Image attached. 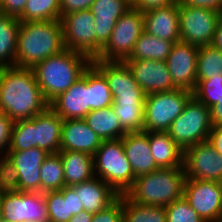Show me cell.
Here are the masks:
<instances>
[{"label": "cell", "mask_w": 222, "mask_h": 222, "mask_svg": "<svg viewBox=\"0 0 222 222\" xmlns=\"http://www.w3.org/2000/svg\"><path fill=\"white\" fill-rule=\"evenodd\" d=\"M48 107L32 68H0V112L15 122L31 119Z\"/></svg>", "instance_id": "obj_1"}, {"label": "cell", "mask_w": 222, "mask_h": 222, "mask_svg": "<svg viewBox=\"0 0 222 222\" xmlns=\"http://www.w3.org/2000/svg\"><path fill=\"white\" fill-rule=\"evenodd\" d=\"M64 49L60 20L20 22L15 67L33 68Z\"/></svg>", "instance_id": "obj_2"}, {"label": "cell", "mask_w": 222, "mask_h": 222, "mask_svg": "<svg viewBox=\"0 0 222 222\" xmlns=\"http://www.w3.org/2000/svg\"><path fill=\"white\" fill-rule=\"evenodd\" d=\"M91 63L88 56L64 49L37 63L32 70L45 99L50 103L79 80Z\"/></svg>", "instance_id": "obj_3"}, {"label": "cell", "mask_w": 222, "mask_h": 222, "mask_svg": "<svg viewBox=\"0 0 222 222\" xmlns=\"http://www.w3.org/2000/svg\"><path fill=\"white\" fill-rule=\"evenodd\" d=\"M63 119L49 106L31 119L13 123L8 151H23L33 147L49 154L61 150Z\"/></svg>", "instance_id": "obj_4"}, {"label": "cell", "mask_w": 222, "mask_h": 222, "mask_svg": "<svg viewBox=\"0 0 222 222\" xmlns=\"http://www.w3.org/2000/svg\"><path fill=\"white\" fill-rule=\"evenodd\" d=\"M185 181L184 167L159 168L135 178L125 195L137 204L166 207L183 197Z\"/></svg>", "instance_id": "obj_5"}, {"label": "cell", "mask_w": 222, "mask_h": 222, "mask_svg": "<svg viewBox=\"0 0 222 222\" xmlns=\"http://www.w3.org/2000/svg\"><path fill=\"white\" fill-rule=\"evenodd\" d=\"M94 174L119 195L133 186L136 177L126 157L122 139L103 140L94 155Z\"/></svg>", "instance_id": "obj_6"}, {"label": "cell", "mask_w": 222, "mask_h": 222, "mask_svg": "<svg viewBox=\"0 0 222 222\" xmlns=\"http://www.w3.org/2000/svg\"><path fill=\"white\" fill-rule=\"evenodd\" d=\"M211 129L210 109L192 96L166 132L184 152L207 141Z\"/></svg>", "instance_id": "obj_7"}, {"label": "cell", "mask_w": 222, "mask_h": 222, "mask_svg": "<svg viewBox=\"0 0 222 222\" xmlns=\"http://www.w3.org/2000/svg\"><path fill=\"white\" fill-rule=\"evenodd\" d=\"M191 97L192 92L184 89L146 95L143 131L166 132Z\"/></svg>", "instance_id": "obj_8"}, {"label": "cell", "mask_w": 222, "mask_h": 222, "mask_svg": "<svg viewBox=\"0 0 222 222\" xmlns=\"http://www.w3.org/2000/svg\"><path fill=\"white\" fill-rule=\"evenodd\" d=\"M143 31V13L131 7L116 21L109 41L95 59L124 62L130 57L135 43Z\"/></svg>", "instance_id": "obj_9"}, {"label": "cell", "mask_w": 222, "mask_h": 222, "mask_svg": "<svg viewBox=\"0 0 222 222\" xmlns=\"http://www.w3.org/2000/svg\"><path fill=\"white\" fill-rule=\"evenodd\" d=\"M219 20L220 12L179 2L180 41L197 47L210 45Z\"/></svg>", "instance_id": "obj_10"}, {"label": "cell", "mask_w": 222, "mask_h": 222, "mask_svg": "<svg viewBox=\"0 0 222 222\" xmlns=\"http://www.w3.org/2000/svg\"><path fill=\"white\" fill-rule=\"evenodd\" d=\"M65 49L80 52L91 60L96 58V29L94 15L89 9L62 14Z\"/></svg>", "instance_id": "obj_11"}, {"label": "cell", "mask_w": 222, "mask_h": 222, "mask_svg": "<svg viewBox=\"0 0 222 222\" xmlns=\"http://www.w3.org/2000/svg\"><path fill=\"white\" fill-rule=\"evenodd\" d=\"M183 196L205 222L222 220L221 182L186 179Z\"/></svg>", "instance_id": "obj_12"}, {"label": "cell", "mask_w": 222, "mask_h": 222, "mask_svg": "<svg viewBox=\"0 0 222 222\" xmlns=\"http://www.w3.org/2000/svg\"><path fill=\"white\" fill-rule=\"evenodd\" d=\"M1 219L10 222H49L46 202L41 192H21L0 198Z\"/></svg>", "instance_id": "obj_13"}, {"label": "cell", "mask_w": 222, "mask_h": 222, "mask_svg": "<svg viewBox=\"0 0 222 222\" xmlns=\"http://www.w3.org/2000/svg\"><path fill=\"white\" fill-rule=\"evenodd\" d=\"M92 64L107 79L113 102L145 101L146 93L135 81L125 62L93 59Z\"/></svg>", "instance_id": "obj_14"}, {"label": "cell", "mask_w": 222, "mask_h": 222, "mask_svg": "<svg viewBox=\"0 0 222 222\" xmlns=\"http://www.w3.org/2000/svg\"><path fill=\"white\" fill-rule=\"evenodd\" d=\"M183 166L186 179L222 182V155L207 141L184 151Z\"/></svg>", "instance_id": "obj_15"}, {"label": "cell", "mask_w": 222, "mask_h": 222, "mask_svg": "<svg viewBox=\"0 0 222 222\" xmlns=\"http://www.w3.org/2000/svg\"><path fill=\"white\" fill-rule=\"evenodd\" d=\"M199 47L183 41L175 42L166 59L173 84L177 89L193 92L197 83Z\"/></svg>", "instance_id": "obj_16"}, {"label": "cell", "mask_w": 222, "mask_h": 222, "mask_svg": "<svg viewBox=\"0 0 222 222\" xmlns=\"http://www.w3.org/2000/svg\"><path fill=\"white\" fill-rule=\"evenodd\" d=\"M124 62L146 95L177 89L171 79L166 61L125 60Z\"/></svg>", "instance_id": "obj_17"}, {"label": "cell", "mask_w": 222, "mask_h": 222, "mask_svg": "<svg viewBox=\"0 0 222 222\" xmlns=\"http://www.w3.org/2000/svg\"><path fill=\"white\" fill-rule=\"evenodd\" d=\"M132 7L130 0H95L89 10L94 15L96 58L109 41L116 21Z\"/></svg>", "instance_id": "obj_18"}, {"label": "cell", "mask_w": 222, "mask_h": 222, "mask_svg": "<svg viewBox=\"0 0 222 222\" xmlns=\"http://www.w3.org/2000/svg\"><path fill=\"white\" fill-rule=\"evenodd\" d=\"M49 106L63 120L83 119L89 113L88 68L79 80L54 98Z\"/></svg>", "instance_id": "obj_19"}, {"label": "cell", "mask_w": 222, "mask_h": 222, "mask_svg": "<svg viewBox=\"0 0 222 222\" xmlns=\"http://www.w3.org/2000/svg\"><path fill=\"white\" fill-rule=\"evenodd\" d=\"M6 155L18 170L19 191L41 192V166L49 153L33 147L23 151H7Z\"/></svg>", "instance_id": "obj_20"}, {"label": "cell", "mask_w": 222, "mask_h": 222, "mask_svg": "<svg viewBox=\"0 0 222 222\" xmlns=\"http://www.w3.org/2000/svg\"><path fill=\"white\" fill-rule=\"evenodd\" d=\"M103 140L93 132L84 119L63 120L61 129V150L85 152L92 156Z\"/></svg>", "instance_id": "obj_21"}, {"label": "cell", "mask_w": 222, "mask_h": 222, "mask_svg": "<svg viewBox=\"0 0 222 222\" xmlns=\"http://www.w3.org/2000/svg\"><path fill=\"white\" fill-rule=\"evenodd\" d=\"M121 139L136 178L159 169L151 154L149 132H129Z\"/></svg>", "instance_id": "obj_22"}, {"label": "cell", "mask_w": 222, "mask_h": 222, "mask_svg": "<svg viewBox=\"0 0 222 222\" xmlns=\"http://www.w3.org/2000/svg\"><path fill=\"white\" fill-rule=\"evenodd\" d=\"M144 31L159 39L180 41L179 3L152 9L143 13Z\"/></svg>", "instance_id": "obj_23"}, {"label": "cell", "mask_w": 222, "mask_h": 222, "mask_svg": "<svg viewBox=\"0 0 222 222\" xmlns=\"http://www.w3.org/2000/svg\"><path fill=\"white\" fill-rule=\"evenodd\" d=\"M70 187L79 197L80 208L93 214L105 209L120 196L110 185L96 176Z\"/></svg>", "instance_id": "obj_24"}, {"label": "cell", "mask_w": 222, "mask_h": 222, "mask_svg": "<svg viewBox=\"0 0 222 222\" xmlns=\"http://www.w3.org/2000/svg\"><path fill=\"white\" fill-rule=\"evenodd\" d=\"M64 169L65 186L88 181L95 176L94 156L77 151H59Z\"/></svg>", "instance_id": "obj_25"}, {"label": "cell", "mask_w": 222, "mask_h": 222, "mask_svg": "<svg viewBox=\"0 0 222 222\" xmlns=\"http://www.w3.org/2000/svg\"><path fill=\"white\" fill-rule=\"evenodd\" d=\"M149 143L159 168L184 167V152L167 132H149Z\"/></svg>", "instance_id": "obj_26"}, {"label": "cell", "mask_w": 222, "mask_h": 222, "mask_svg": "<svg viewBox=\"0 0 222 222\" xmlns=\"http://www.w3.org/2000/svg\"><path fill=\"white\" fill-rule=\"evenodd\" d=\"M83 119L102 140L121 139L127 133L121 127L112 106L91 110Z\"/></svg>", "instance_id": "obj_27"}, {"label": "cell", "mask_w": 222, "mask_h": 222, "mask_svg": "<svg viewBox=\"0 0 222 222\" xmlns=\"http://www.w3.org/2000/svg\"><path fill=\"white\" fill-rule=\"evenodd\" d=\"M175 42L159 39L143 31L127 60L166 61Z\"/></svg>", "instance_id": "obj_28"}, {"label": "cell", "mask_w": 222, "mask_h": 222, "mask_svg": "<svg viewBox=\"0 0 222 222\" xmlns=\"http://www.w3.org/2000/svg\"><path fill=\"white\" fill-rule=\"evenodd\" d=\"M19 26L18 18L0 16V68L15 66Z\"/></svg>", "instance_id": "obj_29"}, {"label": "cell", "mask_w": 222, "mask_h": 222, "mask_svg": "<svg viewBox=\"0 0 222 222\" xmlns=\"http://www.w3.org/2000/svg\"><path fill=\"white\" fill-rule=\"evenodd\" d=\"M89 112L111 107L113 96L105 76L91 63L88 67Z\"/></svg>", "instance_id": "obj_30"}, {"label": "cell", "mask_w": 222, "mask_h": 222, "mask_svg": "<svg viewBox=\"0 0 222 222\" xmlns=\"http://www.w3.org/2000/svg\"><path fill=\"white\" fill-rule=\"evenodd\" d=\"M121 127L127 132L143 131L145 101H121L111 105Z\"/></svg>", "instance_id": "obj_31"}, {"label": "cell", "mask_w": 222, "mask_h": 222, "mask_svg": "<svg viewBox=\"0 0 222 222\" xmlns=\"http://www.w3.org/2000/svg\"><path fill=\"white\" fill-rule=\"evenodd\" d=\"M123 222H167L163 206L137 204L123 194Z\"/></svg>", "instance_id": "obj_32"}, {"label": "cell", "mask_w": 222, "mask_h": 222, "mask_svg": "<svg viewBox=\"0 0 222 222\" xmlns=\"http://www.w3.org/2000/svg\"><path fill=\"white\" fill-rule=\"evenodd\" d=\"M41 193L65 187L64 169L60 153L49 154L41 166Z\"/></svg>", "instance_id": "obj_33"}, {"label": "cell", "mask_w": 222, "mask_h": 222, "mask_svg": "<svg viewBox=\"0 0 222 222\" xmlns=\"http://www.w3.org/2000/svg\"><path fill=\"white\" fill-rule=\"evenodd\" d=\"M60 0H27L20 22L60 20Z\"/></svg>", "instance_id": "obj_34"}, {"label": "cell", "mask_w": 222, "mask_h": 222, "mask_svg": "<svg viewBox=\"0 0 222 222\" xmlns=\"http://www.w3.org/2000/svg\"><path fill=\"white\" fill-rule=\"evenodd\" d=\"M222 78V52L211 44L199 47L197 79Z\"/></svg>", "instance_id": "obj_35"}, {"label": "cell", "mask_w": 222, "mask_h": 222, "mask_svg": "<svg viewBox=\"0 0 222 222\" xmlns=\"http://www.w3.org/2000/svg\"><path fill=\"white\" fill-rule=\"evenodd\" d=\"M192 96L210 108L222 100V78L197 79Z\"/></svg>", "instance_id": "obj_36"}, {"label": "cell", "mask_w": 222, "mask_h": 222, "mask_svg": "<svg viewBox=\"0 0 222 222\" xmlns=\"http://www.w3.org/2000/svg\"><path fill=\"white\" fill-rule=\"evenodd\" d=\"M19 191V173L7 155L0 156V196Z\"/></svg>", "instance_id": "obj_37"}, {"label": "cell", "mask_w": 222, "mask_h": 222, "mask_svg": "<svg viewBox=\"0 0 222 222\" xmlns=\"http://www.w3.org/2000/svg\"><path fill=\"white\" fill-rule=\"evenodd\" d=\"M165 210L167 222H205L184 196L166 206Z\"/></svg>", "instance_id": "obj_38"}, {"label": "cell", "mask_w": 222, "mask_h": 222, "mask_svg": "<svg viewBox=\"0 0 222 222\" xmlns=\"http://www.w3.org/2000/svg\"><path fill=\"white\" fill-rule=\"evenodd\" d=\"M49 215V222H68L67 199L60 190L43 193Z\"/></svg>", "instance_id": "obj_39"}, {"label": "cell", "mask_w": 222, "mask_h": 222, "mask_svg": "<svg viewBox=\"0 0 222 222\" xmlns=\"http://www.w3.org/2000/svg\"><path fill=\"white\" fill-rule=\"evenodd\" d=\"M91 222H123V194L108 207L93 214Z\"/></svg>", "instance_id": "obj_40"}, {"label": "cell", "mask_w": 222, "mask_h": 222, "mask_svg": "<svg viewBox=\"0 0 222 222\" xmlns=\"http://www.w3.org/2000/svg\"><path fill=\"white\" fill-rule=\"evenodd\" d=\"M13 123L6 114L0 112V156L7 154Z\"/></svg>", "instance_id": "obj_41"}, {"label": "cell", "mask_w": 222, "mask_h": 222, "mask_svg": "<svg viewBox=\"0 0 222 222\" xmlns=\"http://www.w3.org/2000/svg\"><path fill=\"white\" fill-rule=\"evenodd\" d=\"M60 191L63 193V199H67L69 222L72 216L80 213L84 208H80L79 197L70 186H65Z\"/></svg>", "instance_id": "obj_42"}, {"label": "cell", "mask_w": 222, "mask_h": 222, "mask_svg": "<svg viewBox=\"0 0 222 222\" xmlns=\"http://www.w3.org/2000/svg\"><path fill=\"white\" fill-rule=\"evenodd\" d=\"M175 3H179V0H133L132 8L144 13L152 9L166 7Z\"/></svg>", "instance_id": "obj_43"}, {"label": "cell", "mask_w": 222, "mask_h": 222, "mask_svg": "<svg viewBox=\"0 0 222 222\" xmlns=\"http://www.w3.org/2000/svg\"><path fill=\"white\" fill-rule=\"evenodd\" d=\"M95 0H60V13L69 14L89 9Z\"/></svg>", "instance_id": "obj_44"}, {"label": "cell", "mask_w": 222, "mask_h": 222, "mask_svg": "<svg viewBox=\"0 0 222 222\" xmlns=\"http://www.w3.org/2000/svg\"><path fill=\"white\" fill-rule=\"evenodd\" d=\"M27 0H1L3 15L19 18L24 11Z\"/></svg>", "instance_id": "obj_45"}, {"label": "cell", "mask_w": 222, "mask_h": 222, "mask_svg": "<svg viewBox=\"0 0 222 222\" xmlns=\"http://www.w3.org/2000/svg\"><path fill=\"white\" fill-rule=\"evenodd\" d=\"M182 5L209 8L220 12L222 9V0H179Z\"/></svg>", "instance_id": "obj_46"}, {"label": "cell", "mask_w": 222, "mask_h": 222, "mask_svg": "<svg viewBox=\"0 0 222 222\" xmlns=\"http://www.w3.org/2000/svg\"><path fill=\"white\" fill-rule=\"evenodd\" d=\"M208 142L222 155V126H212Z\"/></svg>", "instance_id": "obj_47"}, {"label": "cell", "mask_w": 222, "mask_h": 222, "mask_svg": "<svg viewBox=\"0 0 222 222\" xmlns=\"http://www.w3.org/2000/svg\"><path fill=\"white\" fill-rule=\"evenodd\" d=\"M209 109L212 126H222V100L218 101Z\"/></svg>", "instance_id": "obj_48"}, {"label": "cell", "mask_w": 222, "mask_h": 222, "mask_svg": "<svg viewBox=\"0 0 222 222\" xmlns=\"http://www.w3.org/2000/svg\"><path fill=\"white\" fill-rule=\"evenodd\" d=\"M211 45L222 52V21L217 23Z\"/></svg>", "instance_id": "obj_49"}, {"label": "cell", "mask_w": 222, "mask_h": 222, "mask_svg": "<svg viewBox=\"0 0 222 222\" xmlns=\"http://www.w3.org/2000/svg\"><path fill=\"white\" fill-rule=\"evenodd\" d=\"M93 213L87 212L85 210L72 216L69 222H91Z\"/></svg>", "instance_id": "obj_50"}, {"label": "cell", "mask_w": 222, "mask_h": 222, "mask_svg": "<svg viewBox=\"0 0 222 222\" xmlns=\"http://www.w3.org/2000/svg\"><path fill=\"white\" fill-rule=\"evenodd\" d=\"M3 13H2V8H1V0H0V16H2Z\"/></svg>", "instance_id": "obj_51"}, {"label": "cell", "mask_w": 222, "mask_h": 222, "mask_svg": "<svg viewBox=\"0 0 222 222\" xmlns=\"http://www.w3.org/2000/svg\"><path fill=\"white\" fill-rule=\"evenodd\" d=\"M220 20L222 21V9L220 10Z\"/></svg>", "instance_id": "obj_52"}, {"label": "cell", "mask_w": 222, "mask_h": 222, "mask_svg": "<svg viewBox=\"0 0 222 222\" xmlns=\"http://www.w3.org/2000/svg\"><path fill=\"white\" fill-rule=\"evenodd\" d=\"M0 222H10V221H6V220H4V219H1Z\"/></svg>", "instance_id": "obj_53"}, {"label": "cell", "mask_w": 222, "mask_h": 222, "mask_svg": "<svg viewBox=\"0 0 222 222\" xmlns=\"http://www.w3.org/2000/svg\"><path fill=\"white\" fill-rule=\"evenodd\" d=\"M0 198H1V196H0ZM0 220H1V205H0Z\"/></svg>", "instance_id": "obj_54"}]
</instances>
